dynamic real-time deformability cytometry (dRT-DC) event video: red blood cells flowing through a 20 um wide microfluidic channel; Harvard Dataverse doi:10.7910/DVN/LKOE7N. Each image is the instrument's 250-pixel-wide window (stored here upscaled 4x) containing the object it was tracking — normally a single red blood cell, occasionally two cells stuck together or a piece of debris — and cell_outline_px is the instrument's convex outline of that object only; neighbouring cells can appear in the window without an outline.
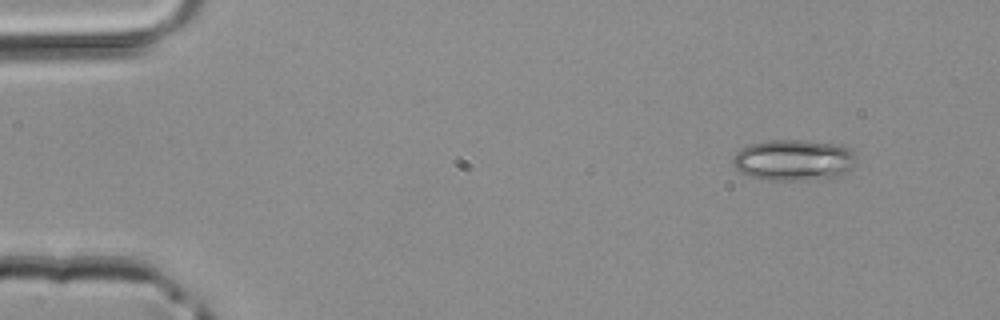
{"species": "common noctule bat (a hibernating species)", "species_latin": "Nyctalus noctula", "temperature_condition": "room temperature", "stored_images_in_passage": 3, "camera_frame_rate_fps": 3000, "um_per_image_px": 0.085, "animal": {"sex": "male", "body_mass_g": 20.4}, "frame": {"image": 1, "passage_image": 1, "time_ms": 0.0, "image_size_px": [1000, 320], "cell_outline_px": [[856, 164], [844, 176], [804, 180], [768, 180], [748, 176], [740, 172], [732, 164], [732, 156], [740, 148], [748, 144], [768, 140], [804, 140], [840, 144], [852, 148], [856, 152]], "centroid_in_image_um": [67.51, 13.6], "position_along_channel_um": 17.5, "area_um2": 30.4}}